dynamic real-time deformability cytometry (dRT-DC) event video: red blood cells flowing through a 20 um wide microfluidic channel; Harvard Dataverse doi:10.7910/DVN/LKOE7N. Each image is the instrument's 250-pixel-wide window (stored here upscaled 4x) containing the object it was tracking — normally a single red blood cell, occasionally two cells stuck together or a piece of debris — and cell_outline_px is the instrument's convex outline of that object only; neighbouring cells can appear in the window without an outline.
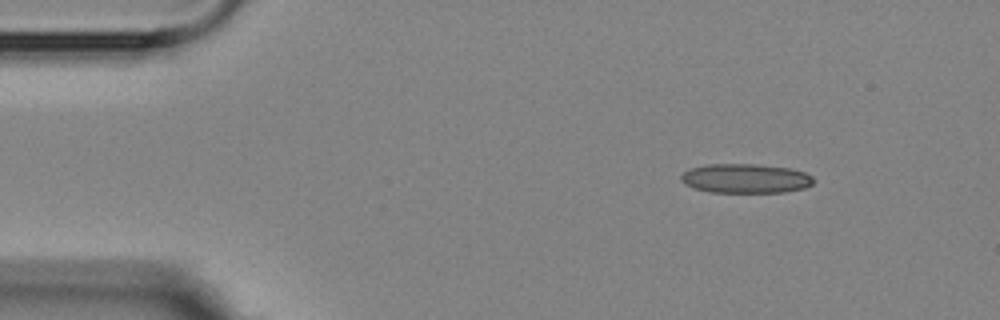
{"species": "Egyptian fruit bat (a non-hibernating species)", "species_latin": "Rousettus aegyptiacus", "temperature_condition": "room temperature", "stored_images_in_passage": 3, "camera_frame_rate_fps": 3000, "um_per_image_px": 0.085, "animal": {"sex": "female"}, "frame": {"image": 1, "passage_image": 1, "time_ms": 0.0, "image_size_px": [1000, 320], "cell_outline_px": [[812, 184], [804, 188], [784, 192], [708, 192], [692, 188], [684, 184], [680, 180], [680, 176], [684, 172], [692, 168], [708, 164], [756, 164], [788, 168], [804, 172], [812, 176]], "centroid_in_image_um": [63.33, 15.17], "position_along_channel_um": 21.7, "area_um2": 22.6}}
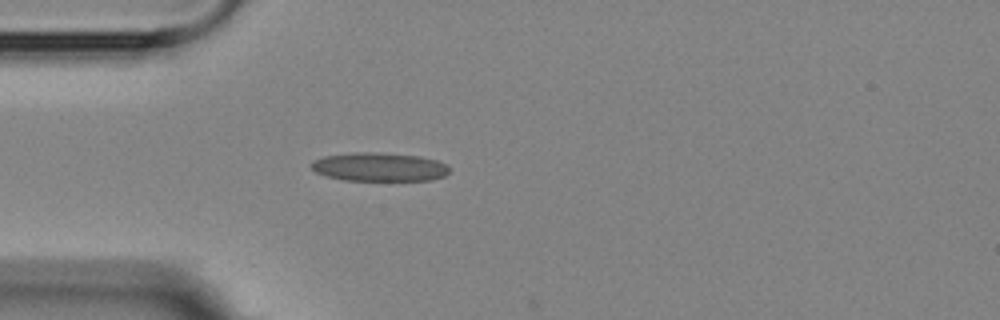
{"frame": {"image": 2, "passage_image": 3, "time_ms": 2.667, "image_size_px": [1000, 320], "cell_outline_px": [[448, 172], [444, 176], [432, 180], [344, 180], [328, 176], [316, 172], [308, 164], [312, 160], [324, 156], [352, 152], [376, 152], [420, 156], [436, 160], [444, 164], [448, 168]], "centroid_in_image_um": [32.19, 14.18], "position_along_channel_um": 52.8, "area_um2": 23.0}}